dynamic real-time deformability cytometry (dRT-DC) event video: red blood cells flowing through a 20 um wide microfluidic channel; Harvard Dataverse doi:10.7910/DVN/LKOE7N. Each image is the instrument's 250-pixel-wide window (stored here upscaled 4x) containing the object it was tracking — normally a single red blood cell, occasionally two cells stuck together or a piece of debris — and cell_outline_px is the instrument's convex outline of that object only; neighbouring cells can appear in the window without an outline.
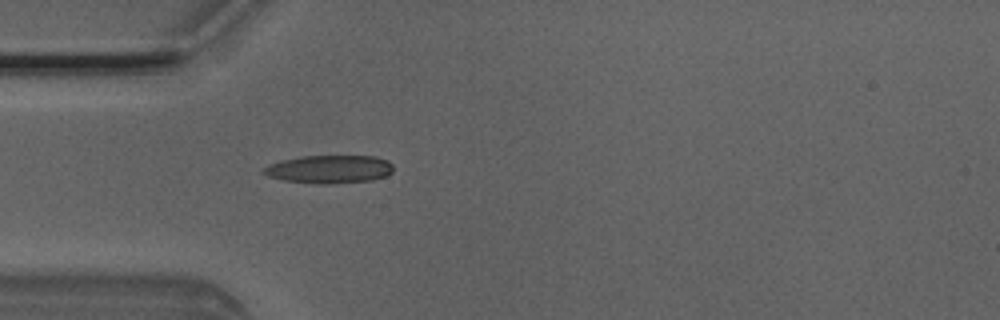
{"species": "Egyptian fruit bat (a non-hibernating species)", "species_latin": "Rousettus aegyptiacus", "temperature_condition": "room temperature", "stored_images_in_passage": 4, "camera_frame_rate_fps": 3000, "um_per_image_px": 0.085, "animal": {"sex": "male"}, "frame": {"image": 1, "passage_image": 4, "time_ms": 1.0, "image_size_px": [1000, 320], "cell_outline_px": [[392, 172], [388, 176], [372, 180], [336, 184], [316, 184], [284, 180], [268, 176], [260, 172], [268, 164], [280, 160], [300, 156], [376, 156], [388, 160], [392, 164]], "centroid_in_image_um": [27.99, 14.39], "position_along_channel_um": 57.0, "area_um2": 21.62}}